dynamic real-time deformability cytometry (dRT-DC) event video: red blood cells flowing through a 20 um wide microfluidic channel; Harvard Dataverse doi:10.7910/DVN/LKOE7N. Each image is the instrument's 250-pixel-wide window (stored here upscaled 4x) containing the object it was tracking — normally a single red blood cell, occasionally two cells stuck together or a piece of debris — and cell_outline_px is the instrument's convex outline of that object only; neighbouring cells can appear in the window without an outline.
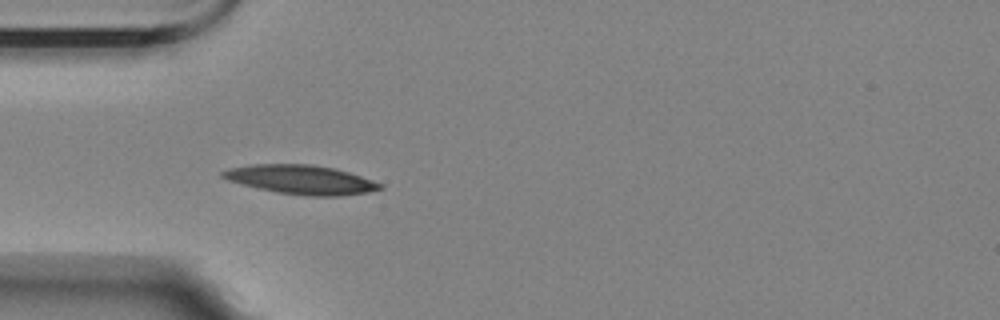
{"species": "Egyptian fruit bat (a non-hibernating species)", "species_latin": "Rousettus aegyptiacus", "temperature_condition": "room temperature", "stored_images_in_passage": 1, "camera_frame_rate_fps": 3000, "um_per_image_px": 0.085, "animal": {"sex": "female"}, "frame": {"image": 1, "passage_image": 1, "time_ms": 0.0, "image_size_px": [1000, 320], "cell_outline_px": [[384, 188], [368, 192], [340, 196], [308, 196], [276, 192], [228, 180], [220, 176], [220, 172], [228, 168], [252, 164], [312, 164], [336, 168], [384, 184]], "centroid_in_image_um": [25.61, 15.26], "position_along_channel_um": 59.4, "area_um2": 26.65}}